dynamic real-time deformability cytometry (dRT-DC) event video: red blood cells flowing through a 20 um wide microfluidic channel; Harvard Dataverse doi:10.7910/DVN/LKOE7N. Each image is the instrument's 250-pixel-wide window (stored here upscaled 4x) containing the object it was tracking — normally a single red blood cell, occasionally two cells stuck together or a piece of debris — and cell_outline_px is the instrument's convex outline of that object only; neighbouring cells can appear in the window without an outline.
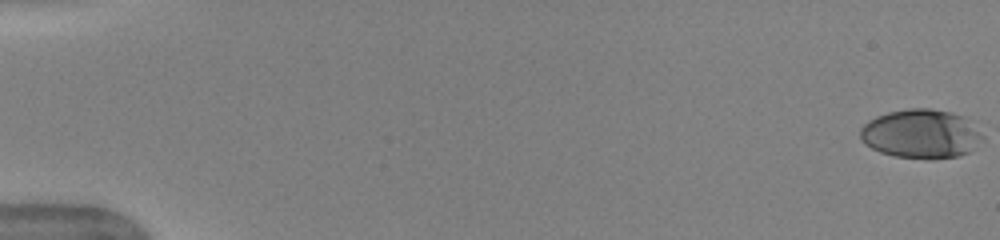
{"species": "human", "species_latin": "Homo sapiens", "temperature_condition": "warm", "stored_images_in_passage": 52, "camera_frame_rate_fps": 3000, "um_per_image_px": 0.085, "donor": {"sex": "female"}, "frame": {"image": 1, "passage_image": 1, "time_ms": 0.0, "image_size_px": [1000, 240], "cell_outline_px": [[984, 140], [968, 152], [960, 156], [896, 156], [880, 152], [872, 148], [860, 136], [860, 128], [868, 120], [876, 116], [888, 112], [908, 108], [928, 108], [952, 112], [964, 116], [984, 136]], "centroid_in_image_um": [78.29, 11.32], "position_along_channel_um": 6.7, "area_um2": 34.16}}
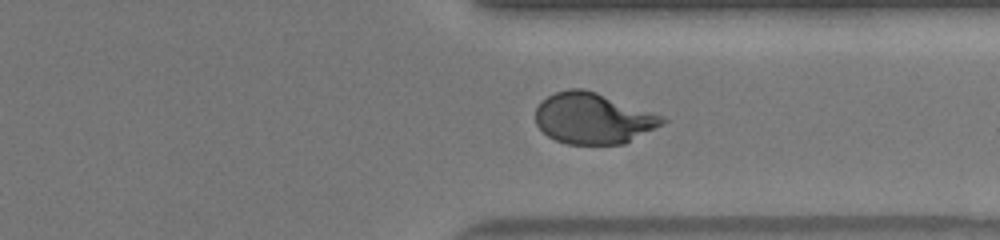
{"frame": {"image": 2, "passage_image": 41, "time_ms": 13.333, "image_size_px": [1000, 240], "cell_outline_px": [[668, 120], [664, 124], [624, 144], [568, 144], [556, 140], [548, 136], [536, 124], [536, 108], [548, 96], [556, 92], [568, 88], [584, 88], [596, 92], [660, 116]], "centroid_in_image_um": [50.39, 10.07], "position_along_channel_um": 361.0, "area_um2": 37.11}}
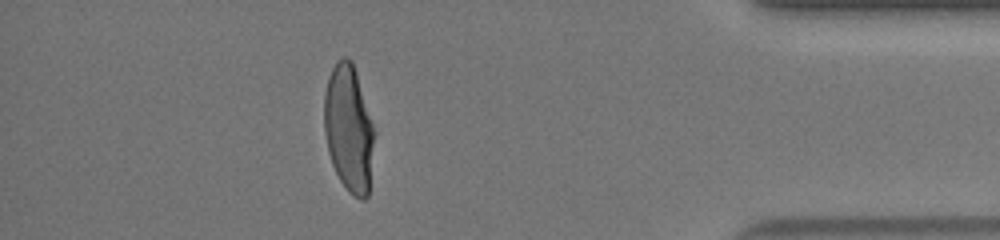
{"frame": {"image": 3, "passage_image": 47, "time_ms": 15.333, "image_size_px": [1000, 240], "cell_outline_px": [[372, 144], [368, 196], [364, 200], [360, 200], [348, 192], [340, 180], [332, 164], [328, 152], [324, 132], [324, 92], [328, 76], [336, 60], [344, 56], [352, 60], [356, 72], [372, 124]], "centroid_in_image_um": [29.59, 10.9], "position_along_channel_um": 405.6, "area_um2": 36.47}, "authors_computed_cell_mechanics": {"area_um2": 37.5411, "velocity_mm_per_s": 3.9856, "shape_relaxation_time_tau1_ms": 5.0005, "shape_relaxation_time_tau2_ms": null, "deformation_change_tau1": 0.2265, "deformation_change_tau2": null}}